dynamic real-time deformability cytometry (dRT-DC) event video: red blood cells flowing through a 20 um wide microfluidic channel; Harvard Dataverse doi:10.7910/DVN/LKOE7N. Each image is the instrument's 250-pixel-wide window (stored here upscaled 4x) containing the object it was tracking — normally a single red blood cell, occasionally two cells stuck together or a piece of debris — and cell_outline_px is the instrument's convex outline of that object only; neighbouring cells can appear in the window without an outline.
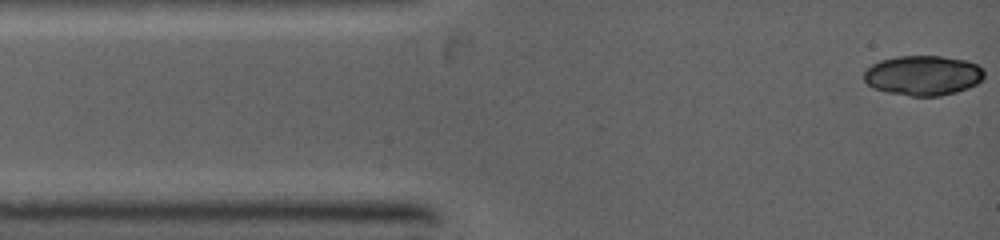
{"species": "common noctule bat (a hibernating species)", "species_latin": "Nyctalus noctula", "temperature_condition": "warm", "stored_images_in_passage": 7, "camera_frame_rate_fps": 5000, "um_per_image_px": 0.085, "animal": {"sex": "female", "body_mass_g": 19.0, "forearm_length_mm": 53.3}, "frame": {"image": 1, "passage_image": 1, "time_ms": 0.0, "image_size_px": [1000, 240], "cell_outline_px": [[984, 76], [976, 84], [968, 88], [956, 92], [940, 96], [912, 96], [888, 92], [872, 88], [864, 80], [864, 72], [872, 64], [880, 60], [896, 56], [940, 56], [968, 60], [984, 68]], "centroid_in_image_um": [78.47, 6.4], "position_along_channel_um": 6.5, "area_um2": 28.09}}
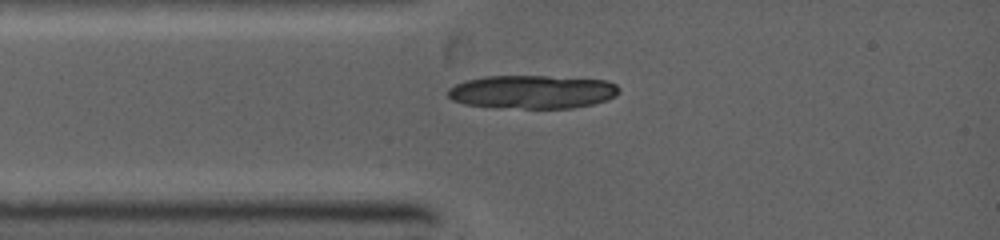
{"frame": {"image": 2, "passage_image": 7, "time_ms": 2.0, "image_size_px": [1000, 240], "cell_outline_px": [[620, 92], [616, 96], [592, 104], [572, 108], [496, 108], [464, 104], [452, 100], [448, 96], [448, 88], [464, 80], [484, 76], [548, 76], [608, 80], [616, 84], [620, 88]], "centroid_in_image_um": [45.23, 7.81], "position_along_channel_um": 39.8, "area_um2": 33.7}}